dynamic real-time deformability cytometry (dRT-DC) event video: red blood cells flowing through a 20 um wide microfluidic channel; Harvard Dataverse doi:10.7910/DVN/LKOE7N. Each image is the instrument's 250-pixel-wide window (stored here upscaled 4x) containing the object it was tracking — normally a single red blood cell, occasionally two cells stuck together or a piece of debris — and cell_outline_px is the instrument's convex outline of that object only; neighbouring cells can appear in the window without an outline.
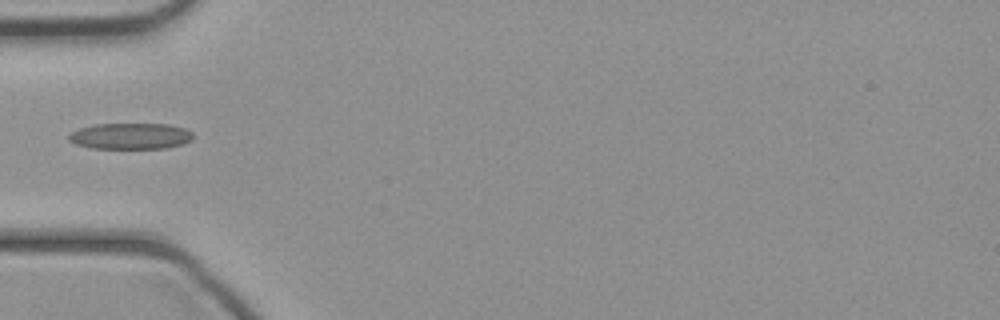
{"species": "common noctule bat (a hibernating species)", "species_latin": "Nyctalus noctula", "temperature_condition": "cold", "stored_images_in_passage": 16, "camera_frame_rate_fps": 3000, "um_per_image_px": 0.085, "animal": {"sex": "female", "body_mass_g": 21.9}, "frame": {"image": 1, "passage_image": 1, "time_ms": 0.0, "image_size_px": [1000, 320], "cell_outline_px": [[192, 140], [184, 144], [164, 148], [92, 148], [76, 144], [68, 140], [68, 136], [72, 132], [80, 128], [96, 124], [168, 124], [184, 128], [192, 132]], "centroid_in_image_um": [11.11, 11.57], "position_along_channel_um": 73.9, "area_um2": 18.84}}
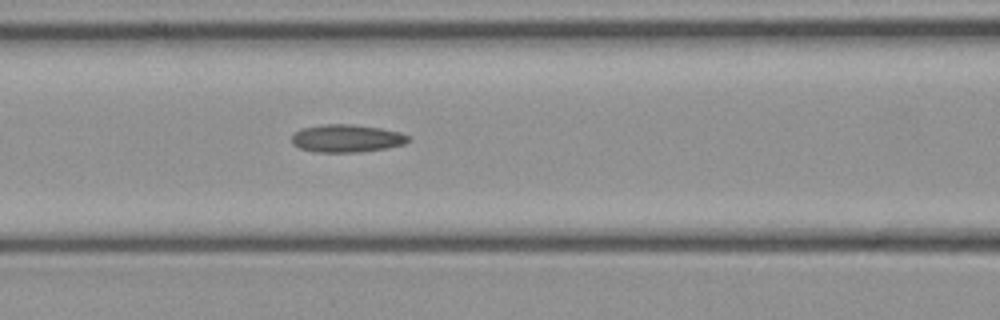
{"frame": {"image": 2, "passage_image": 5, "time_ms": 1.333, "image_size_px": [1000, 320], "cell_outline_px": [[412, 140], [404, 144], [388, 148], [360, 152], [312, 152], [300, 148], [292, 144], [292, 136], [300, 128], [324, 124], [352, 124], [380, 128], [400, 132], [408, 136]], "centroid_in_image_um": [29.47, 11.76], "position_along_channel_um": 137.1, "area_um2": 19.02}}
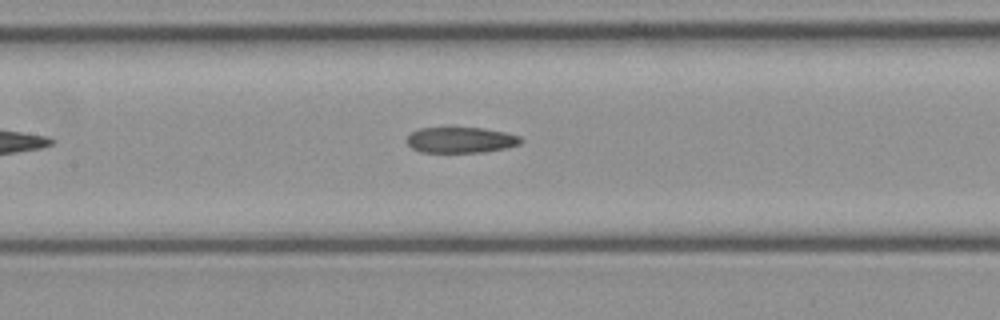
{"frame": {"image": 3, "passage_image": 7, "time_ms": 2.0, "image_size_px": [1000, 320], "cell_outline_px": [[524, 140], [520, 144], [504, 148], [484, 152], [420, 152], [412, 148], [404, 140], [412, 132], [420, 128], [484, 128], [504, 132], [520, 136]], "centroid_in_image_um": [39.16, 11.9], "position_along_channel_um": 168.2, "area_um2": 17.11}}